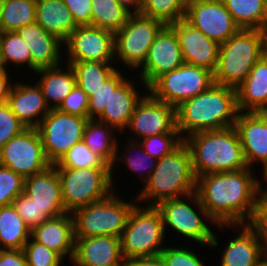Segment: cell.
<instances>
[{"label":"cell","mask_w":267,"mask_h":266,"mask_svg":"<svg viewBox=\"0 0 267 266\" xmlns=\"http://www.w3.org/2000/svg\"><path fill=\"white\" fill-rule=\"evenodd\" d=\"M189 0H142L140 13L163 22L177 23L185 18Z\"/></svg>","instance_id":"obj_36"},{"label":"cell","mask_w":267,"mask_h":266,"mask_svg":"<svg viewBox=\"0 0 267 266\" xmlns=\"http://www.w3.org/2000/svg\"><path fill=\"white\" fill-rule=\"evenodd\" d=\"M247 167L239 171L208 173L196 178L201 205L217 225L251 222L262 184Z\"/></svg>","instance_id":"obj_1"},{"label":"cell","mask_w":267,"mask_h":266,"mask_svg":"<svg viewBox=\"0 0 267 266\" xmlns=\"http://www.w3.org/2000/svg\"><path fill=\"white\" fill-rule=\"evenodd\" d=\"M35 22L63 43L78 27L72 13L61 0H37Z\"/></svg>","instance_id":"obj_28"},{"label":"cell","mask_w":267,"mask_h":266,"mask_svg":"<svg viewBox=\"0 0 267 266\" xmlns=\"http://www.w3.org/2000/svg\"><path fill=\"white\" fill-rule=\"evenodd\" d=\"M236 128L247 166L260 161L267 168V112H239Z\"/></svg>","instance_id":"obj_19"},{"label":"cell","mask_w":267,"mask_h":266,"mask_svg":"<svg viewBox=\"0 0 267 266\" xmlns=\"http://www.w3.org/2000/svg\"><path fill=\"white\" fill-rule=\"evenodd\" d=\"M26 126L12 112L9 104H0V149L13 137L21 134Z\"/></svg>","instance_id":"obj_45"},{"label":"cell","mask_w":267,"mask_h":266,"mask_svg":"<svg viewBox=\"0 0 267 266\" xmlns=\"http://www.w3.org/2000/svg\"><path fill=\"white\" fill-rule=\"evenodd\" d=\"M7 69L0 70V104L6 103L10 95L13 83L11 84L8 77Z\"/></svg>","instance_id":"obj_52"},{"label":"cell","mask_w":267,"mask_h":266,"mask_svg":"<svg viewBox=\"0 0 267 266\" xmlns=\"http://www.w3.org/2000/svg\"><path fill=\"white\" fill-rule=\"evenodd\" d=\"M121 71L116 70L102 85L89 97L88 115L89 119H96L105 109L107 102L113 92L124 80Z\"/></svg>","instance_id":"obj_40"},{"label":"cell","mask_w":267,"mask_h":266,"mask_svg":"<svg viewBox=\"0 0 267 266\" xmlns=\"http://www.w3.org/2000/svg\"><path fill=\"white\" fill-rule=\"evenodd\" d=\"M59 66L35 71L41 76L37 83L41 87L45 102L50 109H57L76 86V77L71 65L68 64L69 70L67 69V71L62 70Z\"/></svg>","instance_id":"obj_29"},{"label":"cell","mask_w":267,"mask_h":266,"mask_svg":"<svg viewBox=\"0 0 267 266\" xmlns=\"http://www.w3.org/2000/svg\"><path fill=\"white\" fill-rule=\"evenodd\" d=\"M134 206L112 192L102 200L75 209L72 212L75 238L101 235L121 238Z\"/></svg>","instance_id":"obj_7"},{"label":"cell","mask_w":267,"mask_h":266,"mask_svg":"<svg viewBox=\"0 0 267 266\" xmlns=\"http://www.w3.org/2000/svg\"><path fill=\"white\" fill-rule=\"evenodd\" d=\"M88 106V95L76 85L75 88L61 102L57 109L63 113L89 118Z\"/></svg>","instance_id":"obj_46"},{"label":"cell","mask_w":267,"mask_h":266,"mask_svg":"<svg viewBox=\"0 0 267 266\" xmlns=\"http://www.w3.org/2000/svg\"><path fill=\"white\" fill-rule=\"evenodd\" d=\"M134 204L121 235V254L124 259L159 256L166 230L161 213L155 206Z\"/></svg>","instance_id":"obj_6"},{"label":"cell","mask_w":267,"mask_h":266,"mask_svg":"<svg viewBox=\"0 0 267 266\" xmlns=\"http://www.w3.org/2000/svg\"><path fill=\"white\" fill-rule=\"evenodd\" d=\"M182 64L184 59L176 32L170 25H165L149 49L139 79L148 88L158 77Z\"/></svg>","instance_id":"obj_16"},{"label":"cell","mask_w":267,"mask_h":266,"mask_svg":"<svg viewBox=\"0 0 267 266\" xmlns=\"http://www.w3.org/2000/svg\"><path fill=\"white\" fill-rule=\"evenodd\" d=\"M3 32V26H2V10H1V4H0V34Z\"/></svg>","instance_id":"obj_57"},{"label":"cell","mask_w":267,"mask_h":266,"mask_svg":"<svg viewBox=\"0 0 267 266\" xmlns=\"http://www.w3.org/2000/svg\"><path fill=\"white\" fill-rule=\"evenodd\" d=\"M12 206L31 230L49 219L35 204V201L24 193L13 200Z\"/></svg>","instance_id":"obj_44"},{"label":"cell","mask_w":267,"mask_h":266,"mask_svg":"<svg viewBox=\"0 0 267 266\" xmlns=\"http://www.w3.org/2000/svg\"><path fill=\"white\" fill-rule=\"evenodd\" d=\"M37 0H0L3 32H15L36 19Z\"/></svg>","instance_id":"obj_35"},{"label":"cell","mask_w":267,"mask_h":266,"mask_svg":"<svg viewBox=\"0 0 267 266\" xmlns=\"http://www.w3.org/2000/svg\"><path fill=\"white\" fill-rule=\"evenodd\" d=\"M160 256L165 266H204L198 255L190 249L166 247Z\"/></svg>","instance_id":"obj_47"},{"label":"cell","mask_w":267,"mask_h":266,"mask_svg":"<svg viewBox=\"0 0 267 266\" xmlns=\"http://www.w3.org/2000/svg\"><path fill=\"white\" fill-rule=\"evenodd\" d=\"M0 266H27L22 249L4 250L0 256Z\"/></svg>","instance_id":"obj_50"},{"label":"cell","mask_w":267,"mask_h":266,"mask_svg":"<svg viewBox=\"0 0 267 266\" xmlns=\"http://www.w3.org/2000/svg\"><path fill=\"white\" fill-rule=\"evenodd\" d=\"M63 204L69 213L109 196L113 188L111 167L56 168Z\"/></svg>","instance_id":"obj_8"},{"label":"cell","mask_w":267,"mask_h":266,"mask_svg":"<svg viewBox=\"0 0 267 266\" xmlns=\"http://www.w3.org/2000/svg\"><path fill=\"white\" fill-rule=\"evenodd\" d=\"M239 112H267V55L264 54L236 88Z\"/></svg>","instance_id":"obj_27"},{"label":"cell","mask_w":267,"mask_h":266,"mask_svg":"<svg viewBox=\"0 0 267 266\" xmlns=\"http://www.w3.org/2000/svg\"><path fill=\"white\" fill-rule=\"evenodd\" d=\"M113 61H82L68 62L76 77V85L79 86L88 97L96 91L102 83L117 69L110 63Z\"/></svg>","instance_id":"obj_33"},{"label":"cell","mask_w":267,"mask_h":266,"mask_svg":"<svg viewBox=\"0 0 267 266\" xmlns=\"http://www.w3.org/2000/svg\"><path fill=\"white\" fill-rule=\"evenodd\" d=\"M31 239L72 261L75 249V230L72 213L49 218L31 230Z\"/></svg>","instance_id":"obj_23"},{"label":"cell","mask_w":267,"mask_h":266,"mask_svg":"<svg viewBox=\"0 0 267 266\" xmlns=\"http://www.w3.org/2000/svg\"><path fill=\"white\" fill-rule=\"evenodd\" d=\"M123 266H165L162 257H133L124 259Z\"/></svg>","instance_id":"obj_51"},{"label":"cell","mask_w":267,"mask_h":266,"mask_svg":"<svg viewBox=\"0 0 267 266\" xmlns=\"http://www.w3.org/2000/svg\"><path fill=\"white\" fill-rule=\"evenodd\" d=\"M249 225L257 232L265 252L267 251V195L259 193L255 212Z\"/></svg>","instance_id":"obj_48"},{"label":"cell","mask_w":267,"mask_h":266,"mask_svg":"<svg viewBox=\"0 0 267 266\" xmlns=\"http://www.w3.org/2000/svg\"><path fill=\"white\" fill-rule=\"evenodd\" d=\"M7 103L26 128H37L50 111L38 83L35 86L15 83Z\"/></svg>","instance_id":"obj_25"},{"label":"cell","mask_w":267,"mask_h":266,"mask_svg":"<svg viewBox=\"0 0 267 266\" xmlns=\"http://www.w3.org/2000/svg\"><path fill=\"white\" fill-rule=\"evenodd\" d=\"M214 84V73L206 68L182 64L158 77L148 88L155 99L178 107Z\"/></svg>","instance_id":"obj_10"},{"label":"cell","mask_w":267,"mask_h":266,"mask_svg":"<svg viewBox=\"0 0 267 266\" xmlns=\"http://www.w3.org/2000/svg\"><path fill=\"white\" fill-rule=\"evenodd\" d=\"M121 238L93 236L75 238L72 263L75 266H123Z\"/></svg>","instance_id":"obj_21"},{"label":"cell","mask_w":267,"mask_h":266,"mask_svg":"<svg viewBox=\"0 0 267 266\" xmlns=\"http://www.w3.org/2000/svg\"><path fill=\"white\" fill-rule=\"evenodd\" d=\"M31 229L12 205L0 207V243L5 250L23 249Z\"/></svg>","instance_id":"obj_31"},{"label":"cell","mask_w":267,"mask_h":266,"mask_svg":"<svg viewBox=\"0 0 267 266\" xmlns=\"http://www.w3.org/2000/svg\"><path fill=\"white\" fill-rule=\"evenodd\" d=\"M264 54V31L240 29L220 44L214 83L236 89Z\"/></svg>","instance_id":"obj_5"},{"label":"cell","mask_w":267,"mask_h":266,"mask_svg":"<svg viewBox=\"0 0 267 266\" xmlns=\"http://www.w3.org/2000/svg\"><path fill=\"white\" fill-rule=\"evenodd\" d=\"M89 118L50 109L37 127L44 152L54 165L76 143L83 141V132Z\"/></svg>","instance_id":"obj_12"},{"label":"cell","mask_w":267,"mask_h":266,"mask_svg":"<svg viewBox=\"0 0 267 266\" xmlns=\"http://www.w3.org/2000/svg\"><path fill=\"white\" fill-rule=\"evenodd\" d=\"M54 165L56 168L72 169L110 167L105 164L97 155L93 154L83 141L74 144L60 159V161Z\"/></svg>","instance_id":"obj_38"},{"label":"cell","mask_w":267,"mask_h":266,"mask_svg":"<svg viewBox=\"0 0 267 266\" xmlns=\"http://www.w3.org/2000/svg\"><path fill=\"white\" fill-rule=\"evenodd\" d=\"M185 19L219 44L240 30L222 0H189Z\"/></svg>","instance_id":"obj_14"},{"label":"cell","mask_w":267,"mask_h":266,"mask_svg":"<svg viewBox=\"0 0 267 266\" xmlns=\"http://www.w3.org/2000/svg\"><path fill=\"white\" fill-rule=\"evenodd\" d=\"M182 136L190 150L196 178L208 173L239 171L248 167L234 126Z\"/></svg>","instance_id":"obj_3"},{"label":"cell","mask_w":267,"mask_h":266,"mask_svg":"<svg viewBox=\"0 0 267 266\" xmlns=\"http://www.w3.org/2000/svg\"><path fill=\"white\" fill-rule=\"evenodd\" d=\"M183 141L179 130L175 128L171 133L145 137L139 140V143L147 154L159 160L175 150Z\"/></svg>","instance_id":"obj_39"},{"label":"cell","mask_w":267,"mask_h":266,"mask_svg":"<svg viewBox=\"0 0 267 266\" xmlns=\"http://www.w3.org/2000/svg\"><path fill=\"white\" fill-rule=\"evenodd\" d=\"M235 88L214 83L205 92L176 107V128L186 136L200 131L223 130L233 127L237 120Z\"/></svg>","instance_id":"obj_2"},{"label":"cell","mask_w":267,"mask_h":266,"mask_svg":"<svg viewBox=\"0 0 267 266\" xmlns=\"http://www.w3.org/2000/svg\"><path fill=\"white\" fill-rule=\"evenodd\" d=\"M260 266H267V259L266 258L262 261Z\"/></svg>","instance_id":"obj_58"},{"label":"cell","mask_w":267,"mask_h":266,"mask_svg":"<svg viewBox=\"0 0 267 266\" xmlns=\"http://www.w3.org/2000/svg\"><path fill=\"white\" fill-rule=\"evenodd\" d=\"M24 194L33 199L48 218L69 213L62 201L61 184L55 165L25 178Z\"/></svg>","instance_id":"obj_20"},{"label":"cell","mask_w":267,"mask_h":266,"mask_svg":"<svg viewBox=\"0 0 267 266\" xmlns=\"http://www.w3.org/2000/svg\"><path fill=\"white\" fill-rule=\"evenodd\" d=\"M2 59L5 66L14 63L16 66L27 65L31 70V54L27 43L15 32H2L0 34Z\"/></svg>","instance_id":"obj_37"},{"label":"cell","mask_w":267,"mask_h":266,"mask_svg":"<svg viewBox=\"0 0 267 266\" xmlns=\"http://www.w3.org/2000/svg\"><path fill=\"white\" fill-rule=\"evenodd\" d=\"M170 26L178 37L184 63L203 67L214 73L218 65L220 44L209 39L185 18Z\"/></svg>","instance_id":"obj_18"},{"label":"cell","mask_w":267,"mask_h":266,"mask_svg":"<svg viewBox=\"0 0 267 266\" xmlns=\"http://www.w3.org/2000/svg\"><path fill=\"white\" fill-rule=\"evenodd\" d=\"M225 226H241L243 229L237 237L229 240L223 250L221 266H260L266 252L257 232L249 224L218 225L220 228Z\"/></svg>","instance_id":"obj_24"},{"label":"cell","mask_w":267,"mask_h":266,"mask_svg":"<svg viewBox=\"0 0 267 266\" xmlns=\"http://www.w3.org/2000/svg\"><path fill=\"white\" fill-rule=\"evenodd\" d=\"M117 1L121 6H123L126 10H128L131 14L140 13L142 0H117Z\"/></svg>","instance_id":"obj_53"},{"label":"cell","mask_w":267,"mask_h":266,"mask_svg":"<svg viewBox=\"0 0 267 266\" xmlns=\"http://www.w3.org/2000/svg\"><path fill=\"white\" fill-rule=\"evenodd\" d=\"M5 249L2 247L1 243H0V256L2 254V252L4 251Z\"/></svg>","instance_id":"obj_59"},{"label":"cell","mask_w":267,"mask_h":266,"mask_svg":"<svg viewBox=\"0 0 267 266\" xmlns=\"http://www.w3.org/2000/svg\"><path fill=\"white\" fill-rule=\"evenodd\" d=\"M126 128L136 135L134 141L171 133L176 128V108L146 94L136 105Z\"/></svg>","instance_id":"obj_17"},{"label":"cell","mask_w":267,"mask_h":266,"mask_svg":"<svg viewBox=\"0 0 267 266\" xmlns=\"http://www.w3.org/2000/svg\"><path fill=\"white\" fill-rule=\"evenodd\" d=\"M263 179L265 182H267V168L263 171ZM266 185H267V183H266ZM265 187H266V189L264 191L262 190L263 188L261 187V192L264 195H267V186H265Z\"/></svg>","instance_id":"obj_54"},{"label":"cell","mask_w":267,"mask_h":266,"mask_svg":"<svg viewBox=\"0 0 267 266\" xmlns=\"http://www.w3.org/2000/svg\"><path fill=\"white\" fill-rule=\"evenodd\" d=\"M187 202L193 203L199 212L197 213ZM190 200V201H189ZM156 208L161 213L164 228L166 226L173 228L186 239L189 238L195 242H199L204 245L218 246V238L215 233L209 229V225L201 219L203 216L207 221L209 220L212 224L217 225L208 215L207 211L201 205L199 196L196 192L186 195L185 198H173L160 202ZM201 217H200V215ZM203 215V216H202Z\"/></svg>","instance_id":"obj_9"},{"label":"cell","mask_w":267,"mask_h":266,"mask_svg":"<svg viewBox=\"0 0 267 266\" xmlns=\"http://www.w3.org/2000/svg\"><path fill=\"white\" fill-rule=\"evenodd\" d=\"M143 186L136 202L147 200L148 206L155 207L162 201L196 192L191 153L184 141L157 161L153 173Z\"/></svg>","instance_id":"obj_4"},{"label":"cell","mask_w":267,"mask_h":266,"mask_svg":"<svg viewBox=\"0 0 267 266\" xmlns=\"http://www.w3.org/2000/svg\"><path fill=\"white\" fill-rule=\"evenodd\" d=\"M0 165L24 179L52 165L46 157L37 128H26L0 149Z\"/></svg>","instance_id":"obj_13"},{"label":"cell","mask_w":267,"mask_h":266,"mask_svg":"<svg viewBox=\"0 0 267 266\" xmlns=\"http://www.w3.org/2000/svg\"><path fill=\"white\" fill-rule=\"evenodd\" d=\"M27 266H61L63 258L55 251L36 241L28 240L23 247Z\"/></svg>","instance_id":"obj_43"},{"label":"cell","mask_w":267,"mask_h":266,"mask_svg":"<svg viewBox=\"0 0 267 266\" xmlns=\"http://www.w3.org/2000/svg\"><path fill=\"white\" fill-rule=\"evenodd\" d=\"M131 149L126 150L125 154L127 153L128 155H120L122 157L119 156V160L122 161V159H124L123 161L128 165V169H131L134 172L139 173V176L142 178V180H144L145 182L147 181V179L151 176V174L153 173L155 166L157 164V159L150 156L149 154H147L144 150L142 145L139 143V141H134V138L132 140L129 141L128 144ZM135 153L137 152V155L139 153V155H135V153L133 155H131L133 150H136ZM122 158V159H121ZM146 171V174L143 175L141 174L142 172ZM147 178V179H146Z\"/></svg>","instance_id":"obj_41"},{"label":"cell","mask_w":267,"mask_h":266,"mask_svg":"<svg viewBox=\"0 0 267 266\" xmlns=\"http://www.w3.org/2000/svg\"><path fill=\"white\" fill-rule=\"evenodd\" d=\"M4 69H6V67L2 59L1 43H0V70H4Z\"/></svg>","instance_id":"obj_55"},{"label":"cell","mask_w":267,"mask_h":266,"mask_svg":"<svg viewBox=\"0 0 267 266\" xmlns=\"http://www.w3.org/2000/svg\"><path fill=\"white\" fill-rule=\"evenodd\" d=\"M240 29L263 30L267 25V0H222Z\"/></svg>","instance_id":"obj_32"},{"label":"cell","mask_w":267,"mask_h":266,"mask_svg":"<svg viewBox=\"0 0 267 266\" xmlns=\"http://www.w3.org/2000/svg\"><path fill=\"white\" fill-rule=\"evenodd\" d=\"M112 128V126L96 119H89L83 132V142L93 154L97 155L111 169L114 168L113 166L118 160V145L115 136L112 135L114 130Z\"/></svg>","instance_id":"obj_30"},{"label":"cell","mask_w":267,"mask_h":266,"mask_svg":"<svg viewBox=\"0 0 267 266\" xmlns=\"http://www.w3.org/2000/svg\"><path fill=\"white\" fill-rule=\"evenodd\" d=\"M24 178L13 170L0 165V207L12 205L24 193Z\"/></svg>","instance_id":"obj_42"},{"label":"cell","mask_w":267,"mask_h":266,"mask_svg":"<svg viewBox=\"0 0 267 266\" xmlns=\"http://www.w3.org/2000/svg\"><path fill=\"white\" fill-rule=\"evenodd\" d=\"M132 80L125 79L113 92L103 112L96 118L117 131L126 129L136 105L144 97L139 95Z\"/></svg>","instance_id":"obj_26"},{"label":"cell","mask_w":267,"mask_h":266,"mask_svg":"<svg viewBox=\"0 0 267 266\" xmlns=\"http://www.w3.org/2000/svg\"><path fill=\"white\" fill-rule=\"evenodd\" d=\"M27 43L31 54V70L58 66L63 42L46 32L38 23L25 25L16 31Z\"/></svg>","instance_id":"obj_22"},{"label":"cell","mask_w":267,"mask_h":266,"mask_svg":"<svg viewBox=\"0 0 267 266\" xmlns=\"http://www.w3.org/2000/svg\"><path fill=\"white\" fill-rule=\"evenodd\" d=\"M115 33L93 26H78L64 42L68 62L114 61Z\"/></svg>","instance_id":"obj_15"},{"label":"cell","mask_w":267,"mask_h":266,"mask_svg":"<svg viewBox=\"0 0 267 266\" xmlns=\"http://www.w3.org/2000/svg\"><path fill=\"white\" fill-rule=\"evenodd\" d=\"M72 13L77 26H91V0H61Z\"/></svg>","instance_id":"obj_49"},{"label":"cell","mask_w":267,"mask_h":266,"mask_svg":"<svg viewBox=\"0 0 267 266\" xmlns=\"http://www.w3.org/2000/svg\"><path fill=\"white\" fill-rule=\"evenodd\" d=\"M91 26L117 32L131 13L117 0H91Z\"/></svg>","instance_id":"obj_34"},{"label":"cell","mask_w":267,"mask_h":266,"mask_svg":"<svg viewBox=\"0 0 267 266\" xmlns=\"http://www.w3.org/2000/svg\"><path fill=\"white\" fill-rule=\"evenodd\" d=\"M164 26L163 22L141 13L131 14L115 32V60L120 59L127 67L140 70L154 39Z\"/></svg>","instance_id":"obj_11"},{"label":"cell","mask_w":267,"mask_h":266,"mask_svg":"<svg viewBox=\"0 0 267 266\" xmlns=\"http://www.w3.org/2000/svg\"><path fill=\"white\" fill-rule=\"evenodd\" d=\"M265 36V54L267 55V25L263 29Z\"/></svg>","instance_id":"obj_56"}]
</instances>
